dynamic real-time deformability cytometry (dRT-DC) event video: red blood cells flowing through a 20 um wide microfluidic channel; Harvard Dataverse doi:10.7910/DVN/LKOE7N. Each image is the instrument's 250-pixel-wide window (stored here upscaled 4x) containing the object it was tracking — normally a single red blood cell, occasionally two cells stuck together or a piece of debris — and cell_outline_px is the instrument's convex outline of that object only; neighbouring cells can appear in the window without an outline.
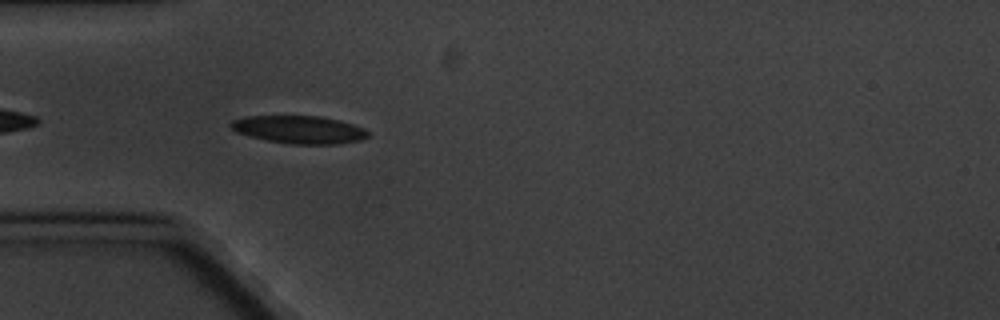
{"species": "common noctule bat (a hibernating species)", "species_latin": "Nyctalus noctula", "temperature_condition": "cold", "stored_images_in_passage": 5, "camera_frame_rate_fps": 3000, "um_per_image_px": 0.085, "animal": {"sex": "male", "body_mass_g": 20.1, "forearm_length_mm": 53.5}, "frame": {"image": 1, "passage_image": 4, "time_ms": 3.333, "image_size_px": [1000, 320], "cell_outline_px": [[368, 136], [360, 140], [336, 144], [292, 144], [268, 140], [236, 132], [228, 124], [232, 120], [244, 116], [320, 116], [340, 120], [364, 128], [368, 132]], "centroid_in_image_um": [25.42, 11.0], "position_along_channel_um": 59.6, "area_um2": 22.08}}